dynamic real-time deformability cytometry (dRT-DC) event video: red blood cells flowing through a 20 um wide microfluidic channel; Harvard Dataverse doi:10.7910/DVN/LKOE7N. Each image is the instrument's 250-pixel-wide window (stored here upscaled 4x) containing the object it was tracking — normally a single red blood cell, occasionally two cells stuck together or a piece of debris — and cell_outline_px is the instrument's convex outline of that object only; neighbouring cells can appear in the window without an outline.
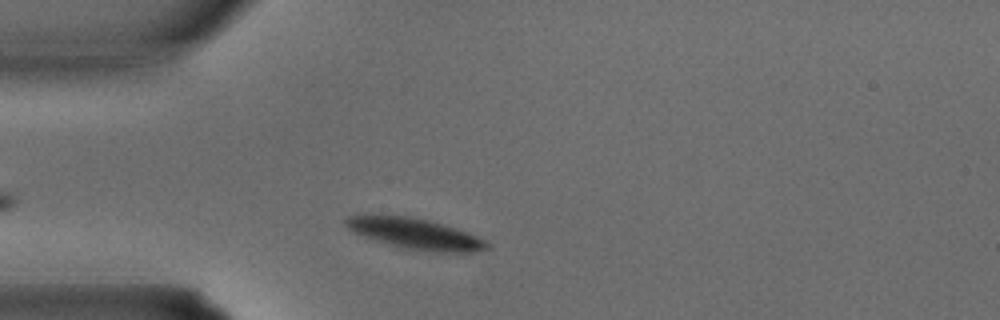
{"species": "common noctule bat (a hibernating species)", "species_latin": "Nyctalus noctula", "temperature_condition": "warm", "stored_images_in_passage": 23, "camera_frame_rate_fps": 3000, "um_per_image_px": 0.085, "animal": {"sex": "male", "body_mass_g": 15.6}, "frame": {"image": 1, "passage_image": 3, "time_ms": 0.667, "image_size_px": [1000, 320], "cell_outline_px": [[492, 244], [488, 248], [472, 252], [436, 252], [388, 244], [364, 236], [348, 228], [344, 224], [344, 220], [348, 216], [408, 216], [428, 220], [456, 228], [468, 232]], "centroid_in_image_um": [35.35, 19.86], "position_along_channel_um": 49.7, "area_um2": 24.57}}
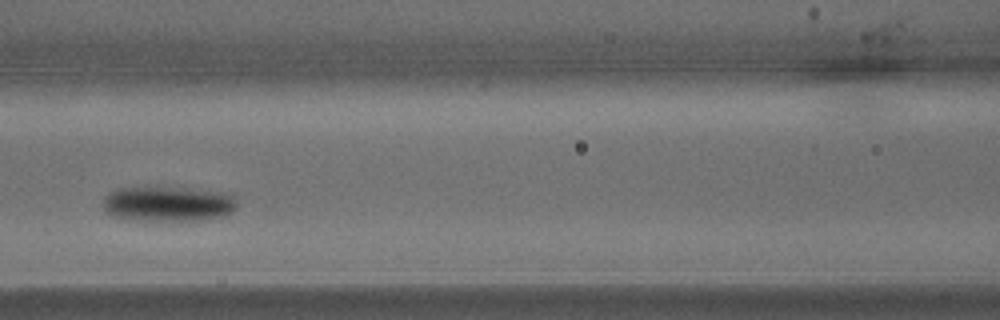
{"frame": {"image": 2, "passage_image": 9, "time_ms": 2.667, "image_size_px": [1000, 320], "cell_outline_px": [[236, 208], [232, 212], [224, 216], [204, 220], [132, 220], [112, 216], [104, 212], [104, 196], [108, 192], [116, 188], [156, 184], [236, 192]], "centroid_in_image_um": [14.32, 17.26], "position_along_channel_um": 152.3, "area_um2": 29.25}}
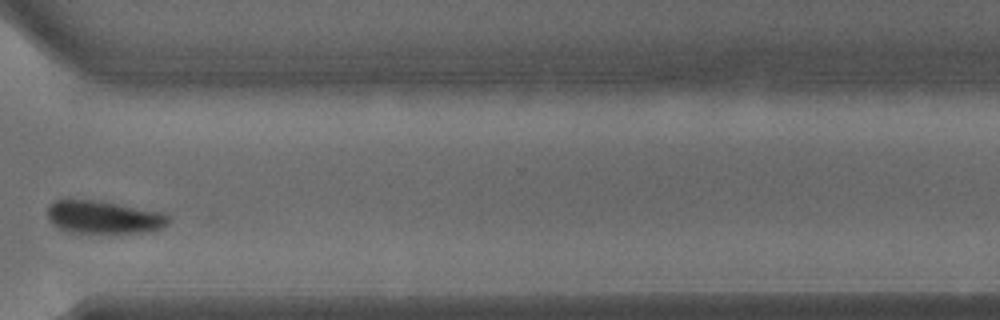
{"frame": {"image": 3, "passage_image": 20, "time_ms": 6.333, "image_size_px": [1000, 320], "cell_outline_px": [[172, 220], [164, 228], [148, 232], [68, 232], [52, 224], [48, 216], [48, 204], [64, 196], [92, 200], [116, 204], [160, 212], [168, 216]], "centroid_in_image_um": [8.76, 18.43], "position_along_channel_um": 361.8, "area_um2": 23.35}}